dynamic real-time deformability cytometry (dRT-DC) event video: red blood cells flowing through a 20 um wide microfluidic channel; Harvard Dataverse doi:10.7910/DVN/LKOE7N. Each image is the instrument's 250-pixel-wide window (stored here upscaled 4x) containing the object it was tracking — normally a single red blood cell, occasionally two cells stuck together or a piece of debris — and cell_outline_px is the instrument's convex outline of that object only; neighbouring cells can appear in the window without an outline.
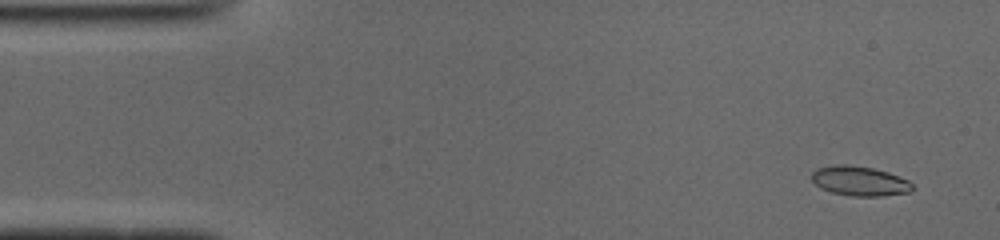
{"species": "common noctule bat (a hibernating species)", "species_latin": "Nyctalus noctula", "temperature_condition": "cold", "stored_images_in_passage": 51, "camera_frame_rate_fps": 3000, "um_per_image_px": 0.085, "animal": {"sex": "male", "body_mass_g": 19.0, "forearm_length_mm": 50.8}, "frame": {"image": 1, "passage_image": 3, "time_ms": 0.667, "image_size_px": [1000, 240], "cell_outline_px": [[916, 188], [908, 192], [880, 196], [852, 196], [832, 192], [820, 188], [812, 180], [812, 172], [816, 168], [836, 164], [848, 164], [872, 168], [888, 172], [908, 180]], "centroid_in_image_um": [73.06, 15.38], "position_along_channel_um": 11.9, "area_um2": 17.4}}
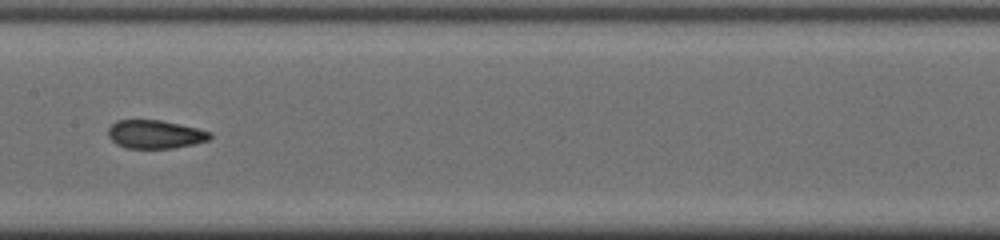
{"frame": {"image": 2, "passage_image": 25, "time_ms": 8.0, "image_size_px": [1000, 240], "cell_outline_px": [[212, 136], [208, 140], [192, 144], [172, 148], [128, 148], [116, 144], [108, 136], [108, 128], [116, 120], [160, 120], [180, 124], [212, 132]], "centroid_in_image_um": [13.17, 11.41], "position_along_channel_um": 194.2, "area_um2": 16.76}}
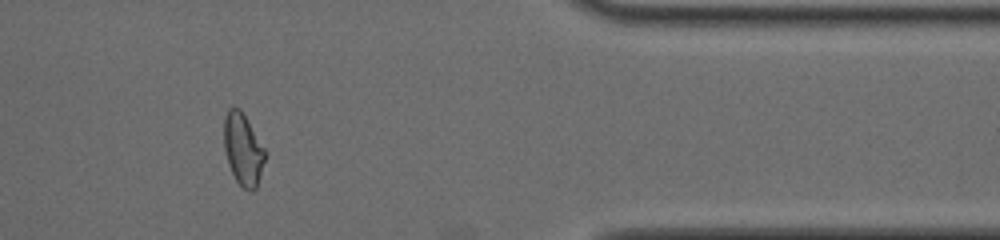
{"frame": {"image": 3, "passage_image": 42, "time_ms": 13.667, "image_size_px": [1000, 240], "cell_outline_px": [[264, 160], [256, 188], [252, 192], [248, 192], [236, 180], [232, 172], [224, 148], [224, 120], [228, 108], [240, 108], [264, 148]], "centroid_in_image_um": [20.64, 12.69], "position_along_channel_um": 390.8, "area_um2": 16.7}, "authors_computed_cell_mechanics": {"area_um2": 17.34, "velocity_mm_per_s": 3.9384, "shape_relaxation_time_tau1_ms": null, "shape_relaxation_time_tau2_ms": 1.2917, "deformation_change_tau1": null, "deformation_change_tau2": 0.0661}}